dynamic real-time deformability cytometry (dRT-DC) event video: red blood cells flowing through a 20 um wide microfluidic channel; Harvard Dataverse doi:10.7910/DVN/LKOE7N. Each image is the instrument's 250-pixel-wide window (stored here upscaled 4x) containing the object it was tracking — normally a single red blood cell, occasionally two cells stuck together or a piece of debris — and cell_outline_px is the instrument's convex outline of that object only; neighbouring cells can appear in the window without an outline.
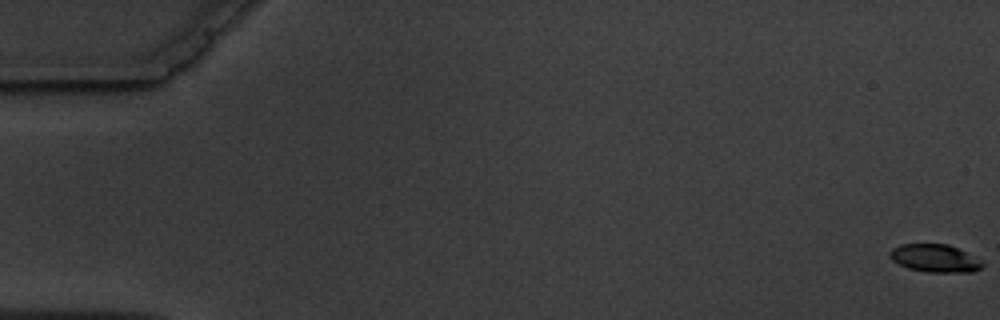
{"species": "common noctule bat (a hibernating species)", "species_latin": "Nyctalus noctula", "temperature_condition": "warm", "stored_images_in_passage": 6, "camera_frame_rate_fps": 3000, "um_per_image_px": 0.085, "animal": {"sex": "male", "body_mass_g": 19.5, "forearm_length_mm": 54.6}, "frame": {"image": 1, "passage_image": 1, "time_ms": 0.0, "image_size_px": [1000, 320], "cell_outline_px": [[984, 264], [980, 268], [972, 272], [928, 272], [908, 268], [892, 260], [888, 256], [888, 252], [892, 248], [900, 244], [948, 244], [980, 260]], "centroid_in_image_um": [79.41, 21.95], "position_along_channel_um": 5.6, "area_um2": 14.85}}
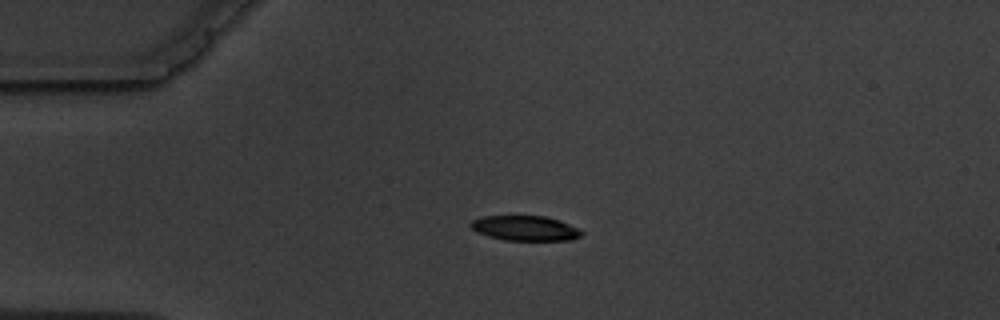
{"frame": {"image": 2, "passage_image": 5, "time_ms": 4.667, "image_size_px": [1000, 320], "cell_outline_px": [[584, 232], [580, 236], [572, 240], [504, 240], [488, 236], [476, 232], [468, 224], [472, 220], [484, 216], [544, 216], [560, 220]], "centroid_in_image_um": [44.61, 19.4], "position_along_channel_um": 40.4, "area_um2": 16.07}}